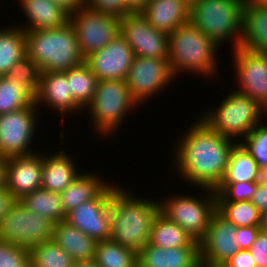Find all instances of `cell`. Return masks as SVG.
<instances>
[{"label":"cell","instance_id":"4","mask_svg":"<svg viewBox=\"0 0 267 267\" xmlns=\"http://www.w3.org/2000/svg\"><path fill=\"white\" fill-rule=\"evenodd\" d=\"M218 48L191 22L177 27L169 34L168 62L173 76L191 71L213 77L217 73L215 53Z\"/></svg>","mask_w":267,"mask_h":267},{"label":"cell","instance_id":"20","mask_svg":"<svg viewBox=\"0 0 267 267\" xmlns=\"http://www.w3.org/2000/svg\"><path fill=\"white\" fill-rule=\"evenodd\" d=\"M48 105L63 115L75 113L82 108L75 102L69 92V82L66 80L65 72H43L41 73L40 87L36 96V104ZM66 112V113H65Z\"/></svg>","mask_w":267,"mask_h":267},{"label":"cell","instance_id":"39","mask_svg":"<svg viewBox=\"0 0 267 267\" xmlns=\"http://www.w3.org/2000/svg\"><path fill=\"white\" fill-rule=\"evenodd\" d=\"M0 267H31L29 249L0 240Z\"/></svg>","mask_w":267,"mask_h":267},{"label":"cell","instance_id":"16","mask_svg":"<svg viewBox=\"0 0 267 267\" xmlns=\"http://www.w3.org/2000/svg\"><path fill=\"white\" fill-rule=\"evenodd\" d=\"M133 58L132 48L127 40L119 35L103 49L87 56L85 63L98 80H125Z\"/></svg>","mask_w":267,"mask_h":267},{"label":"cell","instance_id":"12","mask_svg":"<svg viewBox=\"0 0 267 267\" xmlns=\"http://www.w3.org/2000/svg\"><path fill=\"white\" fill-rule=\"evenodd\" d=\"M120 35L127 40L134 56L168 59L169 34L151 26L141 12L121 17Z\"/></svg>","mask_w":267,"mask_h":267},{"label":"cell","instance_id":"37","mask_svg":"<svg viewBox=\"0 0 267 267\" xmlns=\"http://www.w3.org/2000/svg\"><path fill=\"white\" fill-rule=\"evenodd\" d=\"M240 143L256 160L259 168L263 171L267 168V125L255 127L250 134Z\"/></svg>","mask_w":267,"mask_h":267},{"label":"cell","instance_id":"53","mask_svg":"<svg viewBox=\"0 0 267 267\" xmlns=\"http://www.w3.org/2000/svg\"><path fill=\"white\" fill-rule=\"evenodd\" d=\"M199 0H186V2L191 6L193 3Z\"/></svg>","mask_w":267,"mask_h":267},{"label":"cell","instance_id":"35","mask_svg":"<svg viewBox=\"0 0 267 267\" xmlns=\"http://www.w3.org/2000/svg\"><path fill=\"white\" fill-rule=\"evenodd\" d=\"M217 211L235 227L260 226L261 213L251 201L217 202Z\"/></svg>","mask_w":267,"mask_h":267},{"label":"cell","instance_id":"28","mask_svg":"<svg viewBox=\"0 0 267 267\" xmlns=\"http://www.w3.org/2000/svg\"><path fill=\"white\" fill-rule=\"evenodd\" d=\"M21 26L0 29V77L26 55V32Z\"/></svg>","mask_w":267,"mask_h":267},{"label":"cell","instance_id":"31","mask_svg":"<svg viewBox=\"0 0 267 267\" xmlns=\"http://www.w3.org/2000/svg\"><path fill=\"white\" fill-rule=\"evenodd\" d=\"M65 76L73 99L82 109H85L94 97L98 78L85 62L67 70Z\"/></svg>","mask_w":267,"mask_h":267},{"label":"cell","instance_id":"14","mask_svg":"<svg viewBox=\"0 0 267 267\" xmlns=\"http://www.w3.org/2000/svg\"><path fill=\"white\" fill-rule=\"evenodd\" d=\"M117 188V185H109L97 198L67 213L65 221L97 242L110 239V200Z\"/></svg>","mask_w":267,"mask_h":267},{"label":"cell","instance_id":"56","mask_svg":"<svg viewBox=\"0 0 267 267\" xmlns=\"http://www.w3.org/2000/svg\"><path fill=\"white\" fill-rule=\"evenodd\" d=\"M212 267H227V266H225L224 264H219V265H215V266H212Z\"/></svg>","mask_w":267,"mask_h":267},{"label":"cell","instance_id":"29","mask_svg":"<svg viewBox=\"0 0 267 267\" xmlns=\"http://www.w3.org/2000/svg\"><path fill=\"white\" fill-rule=\"evenodd\" d=\"M262 170L256 160L241 144L237 143L229 156L227 171L222 182H259Z\"/></svg>","mask_w":267,"mask_h":267},{"label":"cell","instance_id":"25","mask_svg":"<svg viewBox=\"0 0 267 267\" xmlns=\"http://www.w3.org/2000/svg\"><path fill=\"white\" fill-rule=\"evenodd\" d=\"M73 161L63 149L51 156L43 153L41 187L47 191L61 193L80 174Z\"/></svg>","mask_w":267,"mask_h":267},{"label":"cell","instance_id":"26","mask_svg":"<svg viewBox=\"0 0 267 267\" xmlns=\"http://www.w3.org/2000/svg\"><path fill=\"white\" fill-rule=\"evenodd\" d=\"M109 185L93 173H80L60 193L64 212L67 214L81 204L97 198Z\"/></svg>","mask_w":267,"mask_h":267},{"label":"cell","instance_id":"36","mask_svg":"<svg viewBox=\"0 0 267 267\" xmlns=\"http://www.w3.org/2000/svg\"><path fill=\"white\" fill-rule=\"evenodd\" d=\"M6 76L27 86L37 96L40 87L41 70L27 55L20 59Z\"/></svg>","mask_w":267,"mask_h":267},{"label":"cell","instance_id":"33","mask_svg":"<svg viewBox=\"0 0 267 267\" xmlns=\"http://www.w3.org/2000/svg\"><path fill=\"white\" fill-rule=\"evenodd\" d=\"M94 261L98 267H137L138 253L107 239L97 242Z\"/></svg>","mask_w":267,"mask_h":267},{"label":"cell","instance_id":"50","mask_svg":"<svg viewBox=\"0 0 267 267\" xmlns=\"http://www.w3.org/2000/svg\"><path fill=\"white\" fill-rule=\"evenodd\" d=\"M6 158L0 155V185L4 183V165Z\"/></svg>","mask_w":267,"mask_h":267},{"label":"cell","instance_id":"18","mask_svg":"<svg viewBox=\"0 0 267 267\" xmlns=\"http://www.w3.org/2000/svg\"><path fill=\"white\" fill-rule=\"evenodd\" d=\"M6 158L4 165V184L17 200L34 190L41 188L43 171V154Z\"/></svg>","mask_w":267,"mask_h":267},{"label":"cell","instance_id":"17","mask_svg":"<svg viewBox=\"0 0 267 267\" xmlns=\"http://www.w3.org/2000/svg\"><path fill=\"white\" fill-rule=\"evenodd\" d=\"M236 227L216 211L204 238L199 242L200 263L207 266L225 264L238 250Z\"/></svg>","mask_w":267,"mask_h":267},{"label":"cell","instance_id":"44","mask_svg":"<svg viewBox=\"0 0 267 267\" xmlns=\"http://www.w3.org/2000/svg\"><path fill=\"white\" fill-rule=\"evenodd\" d=\"M262 214L267 211V183L263 180L257 182L256 190L250 200Z\"/></svg>","mask_w":267,"mask_h":267},{"label":"cell","instance_id":"48","mask_svg":"<svg viewBox=\"0 0 267 267\" xmlns=\"http://www.w3.org/2000/svg\"><path fill=\"white\" fill-rule=\"evenodd\" d=\"M260 231L267 233V211L261 214Z\"/></svg>","mask_w":267,"mask_h":267},{"label":"cell","instance_id":"41","mask_svg":"<svg viewBox=\"0 0 267 267\" xmlns=\"http://www.w3.org/2000/svg\"><path fill=\"white\" fill-rule=\"evenodd\" d=\"M249 251L256 262V267H267V233L259 231Z\"/></svg>","mask_w":267,"mask_h":267},{"label":"cell","instance_id":"19","mask_svg":"<svg viewBox=\"0 0 267 267\" xmlns=\"http://www.w3.org/2000/svg\"><path fill=\"white\" fill-rule=\"evenodd\" d=\"M141 14L155 29L170 34L190 22V5L186 0H149Z\"/></svg>","mask_w":267,"mask_h":267},{"label":"cell","instance_id":"21","mask_svg":"<svg viewBox=\"0 0 267 267\" xmlns=\"http://www.w3.org/2000/svg\"><path fill=\"white\" fill-rule=\"evenodd\" d=\"M199 263V246L164 249L148 243L138 252L141 267H196Z\"/></svg>","mask_w":267,"mask_h":267},{"label":"cell","instance_id":"32","mask_svg":"<svg viewBox=\"0 0 267 267\" xmlns=\"http://www.w3.org/2000/svg\"><path fill=\"white\" fill-rule=\"evenodd\" d=\"M36 104V95L19 81L0 77V115Z\"/></svg>","mask_w":267,"mask_h":267},{"label":"cell","instance_id":"51","mask_svg":"<svg viewBox=\"0 0 267 267\" xmlns=\"http://www.w3.org/2000/svg\"><path fill=\"white\" fill-rule=\"evenodd\" d=\"M249 3H254L257 5L267 6V0H247Z\"/></svg>","mask_w":267,"mask_h":267},{"label":"cell","instance_id":"9","mask_svg":"<svg viewBox=\"0 0 267 267\" xmlns=\"http://www.w3.org/2000/svg\"><path fill=\"white\" fill-rule=\"evenodd\" d=\"M54 226V222L38 216L18 200L1 221L0 240L29 249L53 240Z\"/></svg>","mask_w":267,"mask_h":267},{"label":"cell","instance_id":"5","mask_svg":"<svg viewBox=\"0 0 267 267\" xmlns=\"http://www.w3.org/2000/svg\"><path fill=\"white\" fill-rule=\"evenodd\" d=\"M246 0H199L190 6V22L217 46L232 40L238 48L243 32V7Z\"/></svg>","mask_w":267,"mask_h":267},{"label":"cell","instance_id":"40","mask_svg":"<svg viewBox=\"0 0 267 267\" xmlns=\"http://www.w3.org/2000/svg\"><path fill=\"white\" fill-rule=\"evenodd\" d=\"M86 7L104 14L123 17L131 12L126 8L124 0H86Z\"/></svg>","mask_w":267,"mask_h":267},{"label":"cell","instance_id":"38","mask_svg":"<svg viewBox=\"0 0 267 267\" xmlns=\"http://www.w3.org/2000/svg\"><path fill=\"white\" fill-rule=\"evenodd\" d=\"M257 182H222L215 190L217 202L250 201Z\"/></svg>","mask_w":267,"mask_h":267},{"label":"cell","instance_id":"6","mask_svg":"<svg viewBox=\"0 0 267 267\" xmlns=\"http://www.w3.org/2000/svg\"><path fill=\"white\" fill-rule=\"evenodd\" d=\"M263 115L264 109L259 102L234 90L219 107L210 110L200 119L212 130L234 141L237 138V143H240L239 137L246 138L255 127L261 125Z\"/></svg>","mask_w":267,"mask_h":267},{"label":"cell","instance_id":"34","mask_svg":"<svg viewBox=\"0 0 267 267\" xmlns=\"http://www.w3.org/2000/svg\"><path fill=\"white\" fill-rule=\"evenodd\" d=\"M31 267H73L74 259L54 240L29 248Z\"/></svg>","mask_w":267,"mask_h":267},{"label":"cell","instance_id":"1","mask_svg":"<svg viewBox=\"0 0 267 267\" xmlns=\"http://www.w3.org/2000/svg\"><path fill=\"white\" fill-rule=\"evenodd\" d=\"M184 134L174 150L177 171L182 179L200 189L216 190L224 179L230 153L237 142L212 130L201 119Z\"/></svg>","mask_w":267,"mask_h":267},{"label":"cell","instance_id":"22","mask_svg":"<svg viewBox=\"0 0 267 267\" xmlns=\"http://www.w3.org/2000/svg\"><path fill=\"white\" fill-rule=\"evenodd\" d=\"M27 24L21 28L25 31L48 30L64 26L69 22V13L50 0H19ZM26 27V28H25Z\"/></svg>","mask_w":267,"mask_h":267},{"label":"cell","instance_id":"7","mask_svg":"<svg viewBox=\"0 0 267 267\" xmlns=\"http://www.w3.org/2000/svg\"><path fill=\"white\" fill-rule=\"evenodd\" d=\"M135 106L137 103L125 80H99L94 97L86 107L90 110L94 129L105 136L115 132Z\"/></svg>","mask_w":267,"mask_h":267},{"label":"cell","instance_id":"43","mask_svg":"<svg viewBox=\"0 0 267 267\" xmlns=\"http://www.w3.org/2000/svg\"><path fill=\"white\" fill-rule=\"evenodd\" d=\"M224 265L227 267H256V262L249 250H238Z\"/></svg>","mask_w":267,"mask_h":267},{"label":"cell","instance_id":"42","mask_svg":"<svg viewBox=\"0 0 267 267\" xmlns=\"http://www.w3.org/2000/svg\"><path fill=\"white\" fill-rule=\"evenodd\" d=\"M259 226L236 227L235 242L239 250H249L257 238Z\"/></svg>","mask_w":267,"mask_h":267},{"label":"cell","instance_id":"8","mask_svg":"<svg viewBox=\"0 0 267 267\" xmlns=\"http://www.w3.org/2000/svg\"><path fill=\"white\" fill-rule=\"evenodd\" d=\"M203 189L207 192L204 199L175 194L163 203L159 201L160 213L168 220L180 225L197 242H200L206 235L212 216L217 211L215 190Z\"/></svg>","mask_w":267,"mask_h":267},{"label":"cell","instance_id":"54","mask_svg":"<svg viewBox=\"0 0 267 267\" xmlns=\"http://www.w3.org/2000/svg\"><path fill=\"white\" fill-rule=\"evenodd\" d=\"M263 109H264V114L267 115V102H266V104L263 106Z\"/></svg>","mask_w":267,"mask_h":267},{"label":"cell","instance_id":"23","mask_svg":"<svg viewBox=\"0 0 267 267\" xmlns=\"http://www.w3.org/2000/svg\"><path fill=\"white\" fill-rule=\"evenodd\" d=\"M239 47L267 53V6L249 3L243 7V32Z\"/></svg>","mask_w":267,"mask_h":267},{"label":"cell","instance_id":"27","mask_svg":"<svg viewBox=\"0 0 267 267\" xmlns=\"http://www.w3.org/2000/svg\"><path fill=\"white\" fill-rule=\"evenodd\" d=\"M149 244L164 249L199 246V242L195 241L180 225L168 220L160 212L153 221Z\"/></svg>","mask_w":267,"mask_h":267},{"label":"cell","instance_id":"15","mask_svg":"<svg viewBox=\"0 0 267 267\" xmlns=\"http://www.w3.org/2000/svg\"><path fill=\"white\" fill-rule=\"evenodd\" d=\"M233 52L236 82L240 85L236 91L264 106L267 102V53L251 52L241 47Z\"/></svg>","mask_w":267,"mask_h":267},{"label":"cell","instance_id":"55","mask_svg":"<svg viewBox=\"0 0 267 267\" xmlns=\"http://www.w3.org/2000/svg\"><path fill=\"white\" fill-rule=\"evenodd\" d=\"M196 267H211V266H207V265H203V264L199 263Z\"/></svg>","mask_w":267,"mask_h":267},{"label":"cell","instance_id":"24","mask_svg":"<svg viewBox=\"0 0 267 267\" xmlns=\"http://www.w3.org/2000/svg\"><path fill=\"white\" fill-rule=\"evenodd\" d=\"M53 240L75 262L94 260L97 241L65 220L55 224Z\"/></svg>","mask_w":267,"mask_h":267},{"label":"cell","instance_id":"45","mask_svg":"<svg viewBox=\"0 0 267 267\" xmlns=\"http://www.w3.org/2000/svg\"><path fill=\"white\" fill-rule=\"evenodd\" d=\"M18 200L13 195V193L8 189V187L3 183L0 185V224L5 215L9 212V209Z\"/></svg>","mask_w":267,"mask_h":267},{"label":"cell","instance_id":"47","mask_svg":"<svg viewBox=\"0 0 267 267\" xmlns=\"http://www.w3.org/2000/svg\"><path fill=\"white\" fill-rule=\"evenodd\" d=\"M148 1L149 0H124V2L126 4V8L131 13L141 12L145 8Z\"/></svg>","mask_w":267,"mask_h":267},{"label":"cell","instance_id":"10","mask_svg":"<svg viewBox=\"0 0 267 267\" xmlns=\"http://www.w3.org/2000/svg\"><path fill=\"white\" fill-rule=\"evenodd\" d=\"M120 17L95 12L82 7L69 15L84 58L103 49L110 41L120 35Z\"/></svg>","mask_w":267,"mask_h":267},{"label":"cell","instance_id":"13","mask_svg":"<svg viewBox=\"0 0 267 267\" xmlns=\"http://www.w3.org/2000/svg\"><path fill=\"white\" fill-rule=\"evenodd\" d=\"M168 59L134 56L125 79L137 104L152 97L174 80Z\"/></svg>","mask_w":267,"mask_h":267},{"label":"cell","instance_id":"30","mask_svg":"<svg viewBox=\"0 0 267 267\" xmlns=\"http://www.w3.org/2000/svg\"><path fill=\"white\" fill-rule=\"evenodd\" d=\"M19 201L27 209L55 224L66 219L67 214L64 212L60 193L47 191L41 187L24 195Z\"/></svg>","mask_w":267,"mask_h":267},{"label":"cell","instance_id":"3","mask_svg":"<svg viewBox=\"0 0 267 267\" xmlns=\"http://www.w3.org/2000/svg\"><path fill=\"white\" fill-rule=\"evenodd\" d=\"M26 32V55L43 72H66L85 62L70 22L64 26Z\"/></svg>","mask_w":267,"mask_h":267},{"label":"cell","instance_id":"49","mask_svg":"<svg viewBox=\"0 0 267 267\" xmlns=\"http://www.w3.org/2000/svg\"><path fill=\"white\" fill-rule=\"evenodd\" d=\"M73 267H98L94 260L75 262Z\"/></svg>","mask_w":267,"mask_h":267},{"label":"cell","instance_id":"2","mask_svg":"<svg viewBox=\"0 0 267 267\" xmlns=\"http://www.w3.org/2000/svg\"><path fill=\"white\" fill-rule=\"evenodd\" d=\"M117 188L111 196V237L137 253L149 243L153 221L160 212L159 201H149Z\"/></svg>","mask_w":267,"mask_h":267},{"label":"cell","instance_id":"52","mask_svg":"<svg viewBox=\"0 0 267 267\" xmlns=\"http://www.w3.org/2000/svg\"><path fill=\"white\" fill-rule=\"evenodd\" d=\"M262 180L267 183V168L262 171Z\"/></svg>","mask_w":267,"mask_h":267},{"label":"cell","instance_id":"11","mask_svg":"<svg viewBox=\"0 0 267 267\" xmlns=\"http://www.w3.org/2000/svg\"><path fill=\"white\" fill-rule=\"evenodd\" d=\"M37 107V104H31L0 115V155L8 158L36 153L30 145L37 127Z\"/></svg>","mask_w":267,"mask_h":267},{"label":"cell","instance_id":"46","mask_svg":"<svg viewBox=\"0 0 267 267\" xmlns=\"http://www.w3.org/2000/svg\"><path fill=\"white\" fill-rule=\"evenodd\" d=\"M50 1L61 6L69 14L79 10L82 7H86V0H50Z\"/></svg>","mask_w":267,"mask_h":267}]
</instances>
